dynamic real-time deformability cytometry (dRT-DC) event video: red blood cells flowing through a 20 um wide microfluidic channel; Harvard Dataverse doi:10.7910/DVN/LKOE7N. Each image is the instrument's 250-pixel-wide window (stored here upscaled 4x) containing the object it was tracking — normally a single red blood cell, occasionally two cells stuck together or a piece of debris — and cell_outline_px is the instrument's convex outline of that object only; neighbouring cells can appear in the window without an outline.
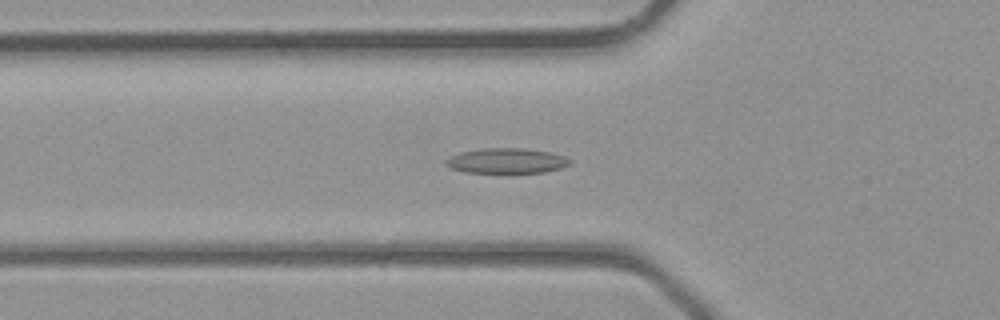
{"species": "common noctule bat (a hibernating species)", "species_latin": "Nyctalus noctula", "temperature_condition": "room temperature", "stored_images_in_passage": 32, "camera_frame_rate_fps": 3000, "um_per_image_px": 0.085, "animal": {"sex": "male", "body_mass_g": 23.1, "forearm_length_mm": 52.7}, "frame": {"image": 1, "passage_image": 13, "time_ms": 4.0, "image_size_px": [1000, 320], "cell_outline_px": [[572, 164], [564, 168], [544, 172], [464, 172], [448, 168], [444, 164], [444, 160], [460, 152], [484, 148], [524, 148], [548, 152], [564, 156], [572, 160]], "centroid_in_image_um": [43.06, 13.67], "position_along_channel_um": 82.7, "area_um2": 18.26}}
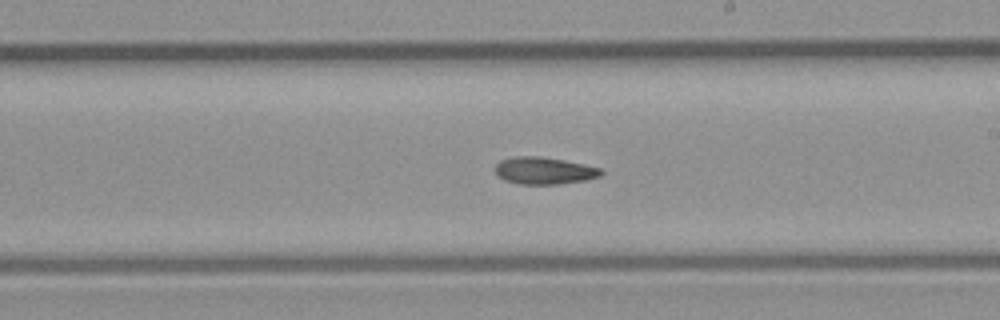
{"frame": {"image": 2, "passage_image": 22, "time_ms": 7.0, "image_size_px": [1000, 320], "cell_outline_px": [[604, 172], [600, 176], [584, 180], [560, 184], [520, 184], [504, 180], [496, 172], [496, 164], [500, 160], [512, 156], [540, 156], [564, 160], [584, 164], [600, 168]], "centroid_in_image_um": [46.25, 14.5], "position_along_channel_um": 242.7, "area_um2": 16.7}}
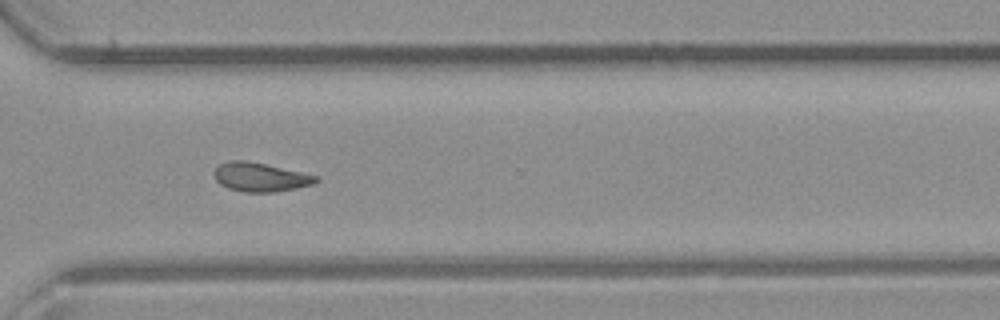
{"frame": {"image": 3, "passage_image": 28, "time_ms": 9.0, "image_size_px": [1000, 320], "cell_outline_px": [[320, 180], [312, 184], [272, 192], [244, 192], [228, 188], [220, 184], [216, 180], [212, 172], [220, 164], [228, 160], [244, 160], [264, 164], [300, 172], [316, 176]], "centroid_in_image_um": [22.05, 15.05], "position_along_channel_um": 348.5, "area_um2": 16.82}}